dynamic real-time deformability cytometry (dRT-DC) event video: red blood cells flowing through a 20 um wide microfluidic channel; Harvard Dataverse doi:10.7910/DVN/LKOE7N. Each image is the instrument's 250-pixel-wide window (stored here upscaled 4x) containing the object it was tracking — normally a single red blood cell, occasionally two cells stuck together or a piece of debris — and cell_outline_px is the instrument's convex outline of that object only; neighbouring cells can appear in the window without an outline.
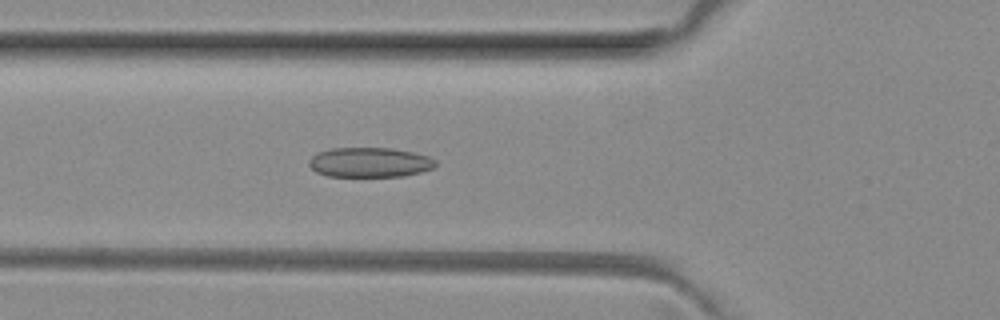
{"species": "common noctule bat (a hibernating species)", "species_latin": "Nyctalus noctula", "temperature_condition": "room temperature", "stored_images_in_passage": 34, "camera_frame_rate_fps": 3000, "um_per_image_px": 0.085, "animal": {"sex": "female", "body_mass_g": 29.2, "forearm_length_mm": 56.3}, "frame": {"image": 1, "passage_image": 4, "time_ms": 1.0, "image_size_px": [1000, 320], "cell_outline_px": [[436, 164], [432, 168], [420, 172], [404, 176], [328, 176], [316, 172], [308, 164], [308, 160], [316, 152], [328, 148], [392, 148], [412, 152], [428, 156], [436, 160]], "centroid_in_image_um": [31.39, 13.79], "position_along_channel_um": 94.4, "area_um2": 22.02}}
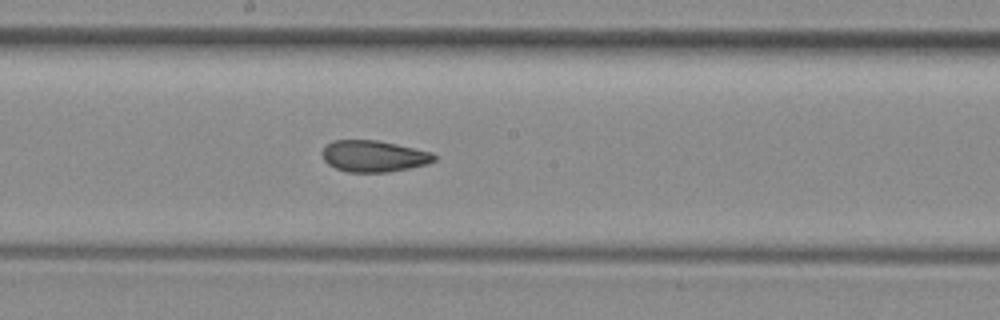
{"frame": {"image": 2, "passage_image": 13, "time_ms": 4.0, "image_size_px": [1000, 320], "cell_outline_px": [[436, 160], [428, 164], [388, 172], [348, 172], [336, 168], [328, 164], [324, 160], [320, 152], [332, 140], [376, 140], [396, 144], [432, 152], [436, 156]], "centroid_in_image_um": [31.76, 13.27], "position_along_channel_um": 216.4, "area_um2": 20.52}}
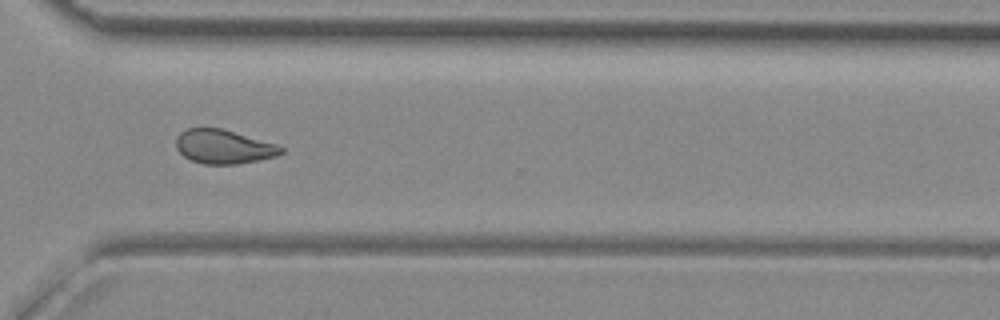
{"frame": {"image": 3, "passage_image": 23, "time_ms": 7.333, "image_size_px": [1000, 320], "cell_outline_px": [[284, 152], [276, 156], [236, 164], [204, 164], [192, 160], [184, 156], [176, 148], [176, 140], [180, 132], [188, 128], [220, 128], [276, 144], [284, 148]], "centroid_in_image_um": [18.99, 12.47], "position_along_channel_um": 351.6, "area_um2": 20.52}, "authors_computed_cell_mechanics": {"area_um2": 21.1837, "velocity_mm_per_s": 4.0608, "shape_relaxation_time_tau1_ms": null, "shape_relaxation_time_tau2_ms": 2.2219, "deformation_change_tau1": null, "deformation_change_tau2": 0.0704}}